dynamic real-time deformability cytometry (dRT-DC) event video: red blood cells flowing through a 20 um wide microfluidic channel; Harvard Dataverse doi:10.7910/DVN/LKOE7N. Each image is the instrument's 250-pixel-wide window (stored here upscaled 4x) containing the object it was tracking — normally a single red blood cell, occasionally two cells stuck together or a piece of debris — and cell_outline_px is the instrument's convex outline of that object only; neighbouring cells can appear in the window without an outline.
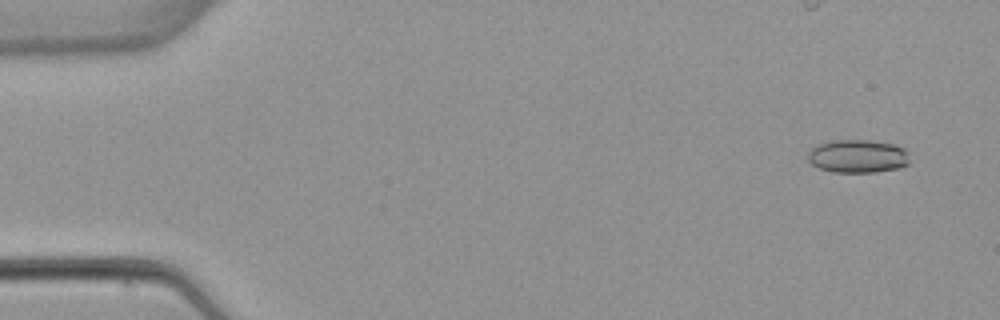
{"species": "common noctule bat (a hibernating species)", "species_latin": "Nyctalus noctula", "temperature_condition": "warm", "stored_images_in_passage": 5, "camera_frame_rate_fps": 3000, "um_per_image_px": 0.085, "animal": {"sex": "female", "body_mass_g": 22.7, "forearm_length_mm": 54.2}, "frame": {"image": 1, "passage_image": 1, "time_ms": 0.0, "image_size_px": [1000, 320], "cell_outline_px": [[908, 164], [900, 168], [876, 172], [832, 172], [820, 168], [812, 164], [808, 160], [808, 152], [812, 148], [828, 140], [868, 140], [896, 144], [904, 148], [908, 152]], "centroid_in_image_um": [72.93, 13.27], "position_along_channel_um": 12.1, "area_um2": 19.83}}
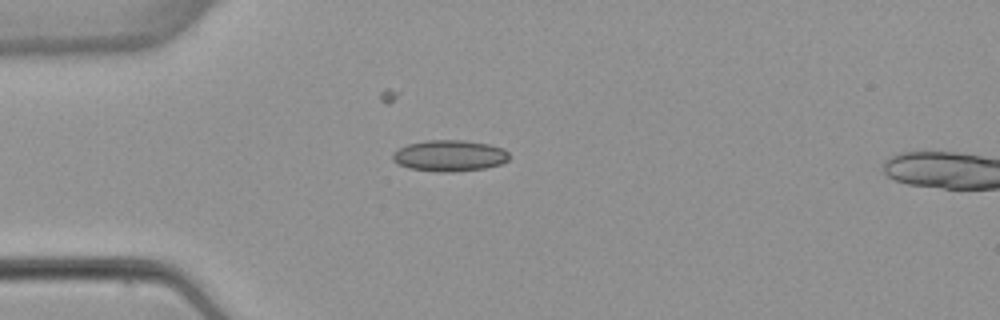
{"frame": {"image": 2, "passage_image": 4, "time_ms": 3.667, "image_size_px": [1000, 320], "cell_outline_px": [[508, 160], [500, 164], [484, 168], [452, 172], [440, 172], [408, 168], [392, 160], [392, 152], [408, 144], [428, 140], [464, 140], [488, 144], [504, 148], [508, 152]], "centroid_in_image_um": [38.2, 13.23], "position_along_channel_um": 46.8, "area_um2": 21.15}}